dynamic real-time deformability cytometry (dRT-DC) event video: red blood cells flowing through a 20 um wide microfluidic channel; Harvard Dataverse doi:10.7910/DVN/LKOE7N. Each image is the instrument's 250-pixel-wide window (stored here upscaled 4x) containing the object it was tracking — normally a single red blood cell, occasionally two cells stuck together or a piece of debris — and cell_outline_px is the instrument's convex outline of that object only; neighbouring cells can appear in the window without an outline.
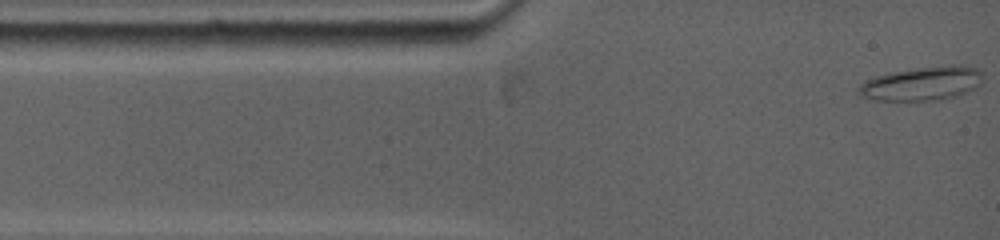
{"species": "common noctule bat (a hibernating species)", "species_latin": "Nyctalus noctula", "temperature_condition": "warm", "stored_images_in_passage": 3, "camera_frame_rate_fps": 5000, "um_per_image_px": 0.085, "animal": {"sex": "female", "body_mass_g": 19.0, "forearm_length_mm": 53.3}, "frame": {"image": 1, "passage_image": 1, "time_ms": 0.0, "image_size_px": [1000, 240], "cell_outline_px": [[980, 84], [960, 96], [940, 100], [872, 100], [856, 92], [856, 88], [860, 84], [876, 76], [892, 72], [920, 68], [952, 64], [960, 64], [976, 68], [980, 72]], "centroid_in_image_um": [78.37, 7.11], "position_along_channel_um": 6.6, "area_um2": 24.33}}